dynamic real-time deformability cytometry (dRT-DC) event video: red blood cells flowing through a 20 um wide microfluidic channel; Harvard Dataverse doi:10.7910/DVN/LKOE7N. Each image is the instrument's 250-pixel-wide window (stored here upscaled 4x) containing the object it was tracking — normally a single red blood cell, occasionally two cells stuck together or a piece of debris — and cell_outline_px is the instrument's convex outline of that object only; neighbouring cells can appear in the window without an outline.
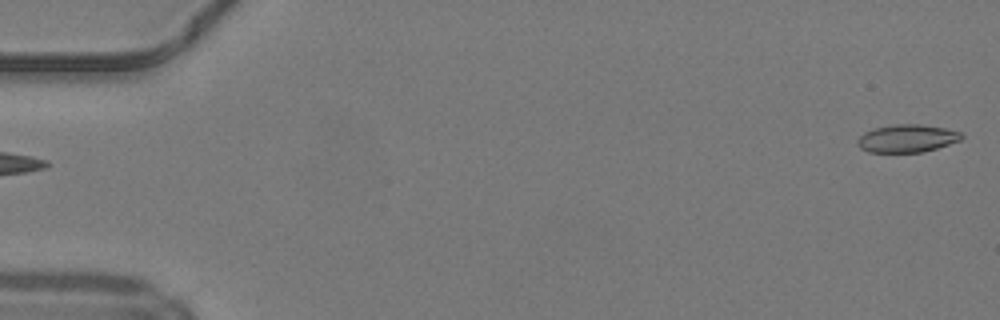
{"species": "common noctule bat (a hibernating species)", "species_latin": "Nyctalus noctula", "temperature_condition": "warm", "stored_images_in_passage": 10, "camera_frame_rate_fps": 3000, "um_per_image_px": 0.085, "animal": {"sex": "male", "body_mass_g": 19.2, "forearm_length_mm": 51.8}, "frame": {"image": 1, "passage_image": 1, "time_ms": 0.0, "image_size_px": [1000, 320], "cell_outline_px": [[964, 136], [960, 140], [936, 148], [920, 152], [868, 152], [860, 148], [856, 144], [856, 140], [864, 132], [872, 128], [896, 124], [920, 124], [944, 128], [960, 132]], "centroid_in_image_um": [77.04, 11.76], "position_along_channel_um": 8.0, "area_um2": 16.82}}